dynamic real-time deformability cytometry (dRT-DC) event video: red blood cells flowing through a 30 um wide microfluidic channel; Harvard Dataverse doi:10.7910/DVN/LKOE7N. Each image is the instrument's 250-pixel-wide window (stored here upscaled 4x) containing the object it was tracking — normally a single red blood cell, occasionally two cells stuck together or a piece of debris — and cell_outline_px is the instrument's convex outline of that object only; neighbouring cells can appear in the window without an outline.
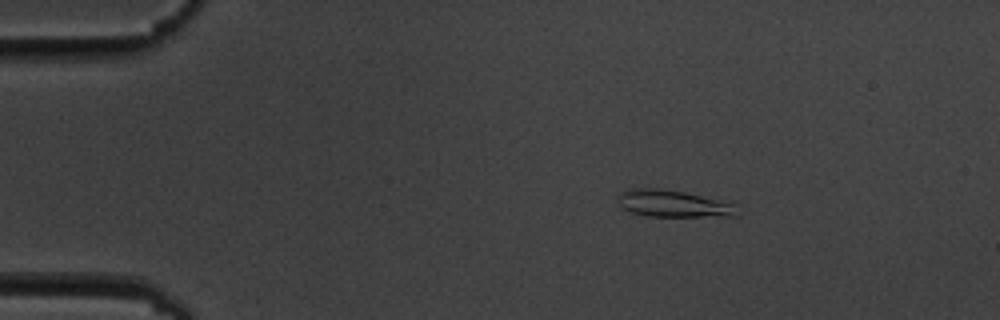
{"species": "common noctule bat (a hibernating species)", "species_latin": "Nyctalus noctula", "temperature_condition": "cold", "stored_images_in_passage": 4, "camera_frame_rate_fps": 3000, "um_per_image_px": 0.085, "animal": {"sex": "male", "body_mass_g": 19.5, "forearm_length_mm": 54.6}, "frame": {"image": 1, "passage_image": 2, "time_ms": 1.667, "image_size_px": [1000, 320], "cell_outline_px": [[740, 216], [648, 216], [632, 212], [620, 208], [616, 204], [616, 196], [620, 192], [628, 188], [656, 188], [684, 192], [736, 200]], "centroid_in_image_um": [57.32, 17.29], "position_along_channel_um": 27.7, "area_um2": 19.77}}